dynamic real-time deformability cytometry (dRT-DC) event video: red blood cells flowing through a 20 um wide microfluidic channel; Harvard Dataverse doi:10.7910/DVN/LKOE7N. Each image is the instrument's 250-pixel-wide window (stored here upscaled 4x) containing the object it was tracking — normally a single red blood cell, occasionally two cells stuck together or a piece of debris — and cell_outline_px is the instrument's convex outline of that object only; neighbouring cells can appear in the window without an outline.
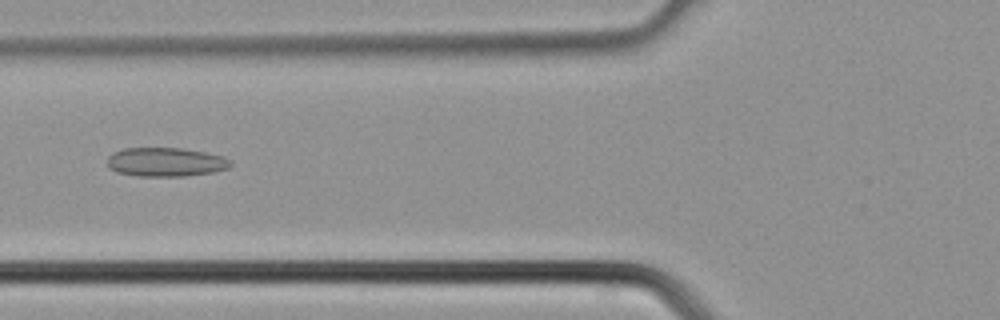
{"species": "common noctule bat (a hibernating species)", "species_latin": "Nyctalus noctula", "temperature_condition": "cold", "stored_images_in_passage": 3, "camera_frame_rate_fps": 3000, "um_per_image_px": 0.085, "animal": {"sex": "male", "body_mass_g": 21.5, "forearm_length_mm": 52.0}, "frame": {"image": 1, "passage_image": 3, "time_ms": 0.667, "image_size_px": [1000, 320], "cell_outline_px": [[232, 164], [228, 168], [212, 172], [184, 176], [136, 176], [116, 172], [108, 164], [108, 156], [112, 152], [124, 148], [180, 148], [204, 152], [224, 156], [232, 160]], "centroid_in_image_um": [14.09, 13.77], "position_along_channel_um": 111.7, "area_um2": 20.81}}